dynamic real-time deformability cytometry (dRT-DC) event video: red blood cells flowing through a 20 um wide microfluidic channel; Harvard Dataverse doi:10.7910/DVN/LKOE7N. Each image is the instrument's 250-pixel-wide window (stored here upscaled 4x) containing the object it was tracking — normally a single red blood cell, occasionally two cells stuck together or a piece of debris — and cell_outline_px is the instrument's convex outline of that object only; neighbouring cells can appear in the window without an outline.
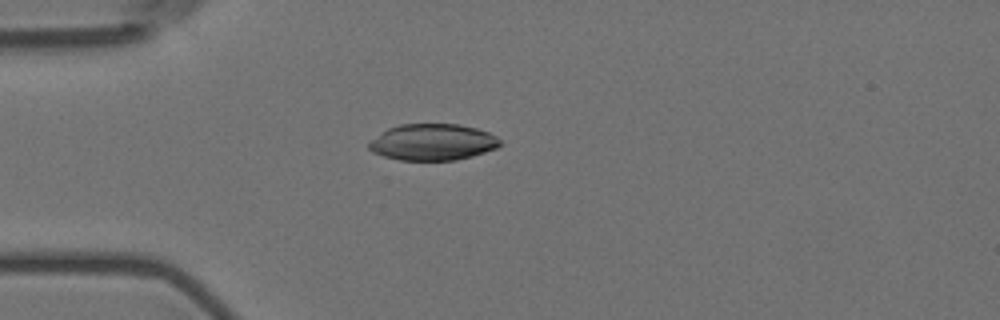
{"species": "Egyptian fruit bat (a non-hibernating species)", "species_latin": "Rousettus aegyptiacus", "temperature_condition": "room temperature", "stored_images_in_passage": 6, "camera_frame_rate_fps": 3000, "um_per_image_px": 0.085, "animal": {"sex": "female"}, "frame": {"image": 1, "passage_image": 3, "time_ms": 0.667, "image_size_px": [1000, 320], "cell_outline_px": [[504, 144], [496, 148], [472, 156], [456, 160], [400, 160], [384, 156], [372, 152], [368, 148], [368, 144], [372, 140], [388, 128], [400, 124], [460, 124], [476, 128], [488, 132], [496, 136]], "centroid_in_image_um": [36.8, 12.08], "position_along_channel_um": 48.2, "area_um2": 27.8}}
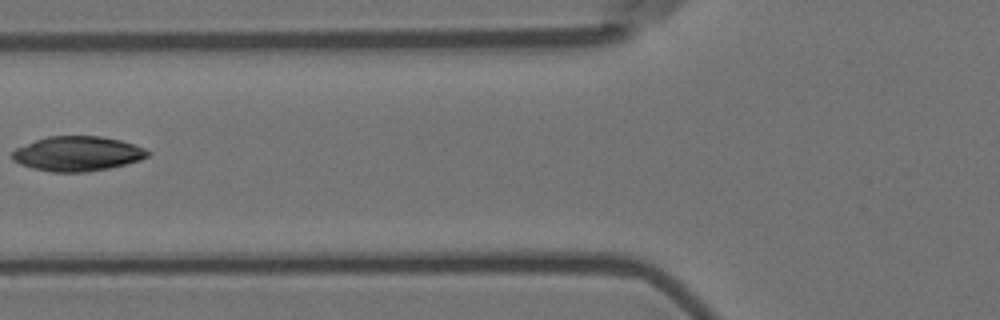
{"frame": {"image": 2, "passage_image": 5, "time_ms": 1.333, "image_size_px": [1000, 320], "cell_outline_px": [[152, 152], [148, 156], [140, 160], [108, 168], [88, 172], [52, 172], [32, 168], [20, 164], [12, 160], [12, 152], [16, 148], [36, 140], [48, 136], [100, 136], [120, 140], [144, 148]], "centroid_in_image_um": [6.58, 13.07], "position_along_channel_um": 119.2, "area_um2": 27.34}}
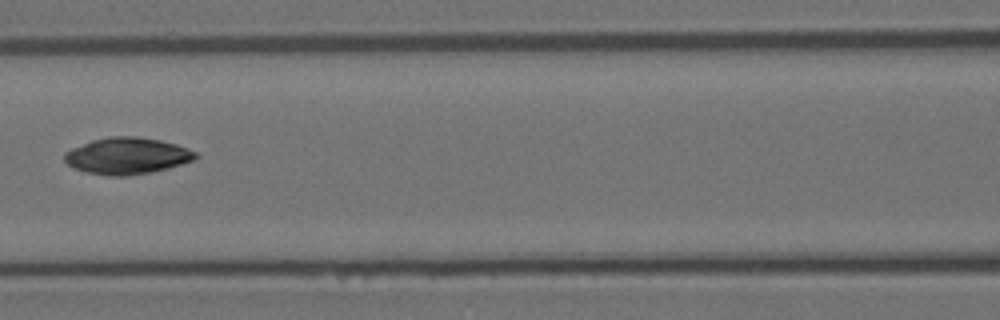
{"frame": {"image": 3, "passage_image": 6, "time_ms": 1.667, "image_size_px": [1000, 320], "cell_outline_px": [[200, 156], [196, 160], [168, 168], [152, 172], [128, 176], [108, 176], [84, 172], [72, 168], [64, 160], [64, 152], [72, 148], [92, 140], [108, 136], [136, 136], [160, 140], [176, 144], [188, 148], [196, 152]], "centroid_in_image_um": [10.81, 13.25], "position_along_channel_um": 155.8, "area_um2": 28.32}}